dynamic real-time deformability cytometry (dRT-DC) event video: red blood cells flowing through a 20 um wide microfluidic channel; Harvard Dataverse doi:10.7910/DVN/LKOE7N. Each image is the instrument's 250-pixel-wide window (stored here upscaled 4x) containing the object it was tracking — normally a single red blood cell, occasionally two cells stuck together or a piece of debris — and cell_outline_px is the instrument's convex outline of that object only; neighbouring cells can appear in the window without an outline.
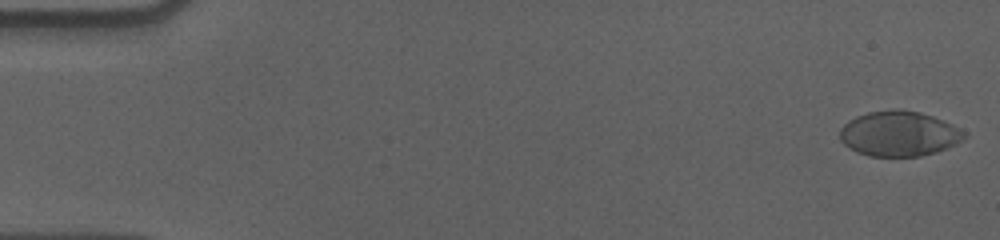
{"species": "human", "species_latin": "Homo sapiens", "temperature_condition": "cold", "stored_images_in_passage": 57, "camera_frame_rate_fps": 3000, "um_per_image_px": 0.085, "donor": {"sex": "male"}, "frame": {"image": 1, "passage_image": 1, "time_ms": 0.0, "image_size_px": [1000, 240], "cell_outline_px": [[968, 136], [964, 140], [956, 144], [936, 152], [920, 156], [868, 156], [856, 152], [848, 148], [840, 140], [840, 128], [848, 120], [856, 116], [868, 112], [920, 112], [932, 116], [952, 124], [968, 132]], "centroid_in_image_um": [76.44, 11.4], "position_along_channel_um": 8.6, "area_um2": 32.37}}
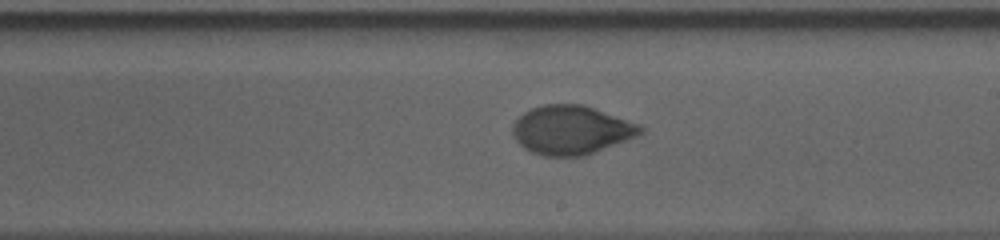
{"frame": {"image": 2, "passage_image": 33, "time_ms": 10.667, "image_size_px": [1000, 240], "cell_outline_px": [[644, 132], [636, 136], [584, 156], [544, 156], [532, 152], [524, 148], [516, 140], [512, 132], [512, 124], [524, 112], [532, 108], [544, 104], [584, 104], [640, 124], [644, 128]], "centroid_in_image_um": [48.55, 11.04], "position_along_channel_um": 240.4, "area_um2": 36.36}}
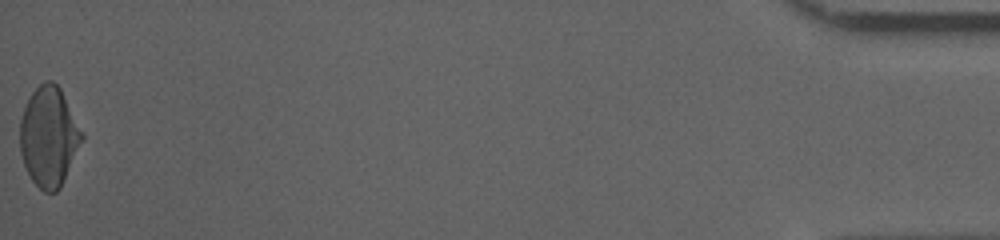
{"frame": {"image": 3, "passage_image": 57, "time_ms": 18.667, "image_size_px": [1000, 240], "cell_outline_px": [[84, 136], [60, 188], [56, 192], [44, 192], [32, 180], [24, 164], [20, 152], [20, 120], [24, 108], [32, 92], [44, 80], [52, 80], [60, 88], [84, 132]], "centroid_in_image_um": [4.16, 11.59], "position_along_channel_um": 431.0, "area_um2": 35.78}, "authors_computed_cell_mechanics": {"area_um2": 35.6626, "velocity_mm_per_s": 3.589, "shape_relaxation_time_tau1_ms": 7.4685, "shape_relaxation_time_tau2_ms": 0.8619, "deformation_change_tau1": 0.1848, "deformation_change_tau2": 0.0355}}